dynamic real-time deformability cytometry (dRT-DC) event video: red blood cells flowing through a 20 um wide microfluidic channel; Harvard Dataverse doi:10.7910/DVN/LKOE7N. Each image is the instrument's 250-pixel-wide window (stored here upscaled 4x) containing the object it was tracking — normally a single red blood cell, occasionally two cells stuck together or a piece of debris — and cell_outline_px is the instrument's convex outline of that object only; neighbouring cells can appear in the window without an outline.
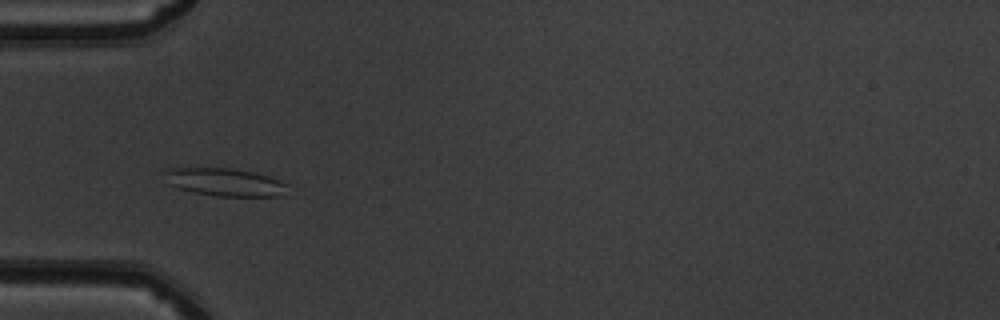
{"species": "common noctule bat (a hibernating species)", "species_latin": "Nyctalus noctula", "temperature_condition": "warm", "stored_images_in_passage": 46, "camera_frame_rate_fps": 3000, "um_per_image_px": 0.085, "animal": {"sex": "male", "body_mass_g": 19.5, "forearm_length_mm": 54.6}, "frame": {"image": 1, "passage_image": 12, "time_ms": 3.667, "image_size_px": [1000, 320], "cell_outline_px": [[288, 184], [280, 196], [216, 196], [176, 188], [164, 184], [160, 172], [168, 168], [228, 168], [268, 176], [280, 180]], "centroid_in_image_um": [18.94, 15.48], "position_along_channel_um": 66.1, "area_um2": 20.06}}
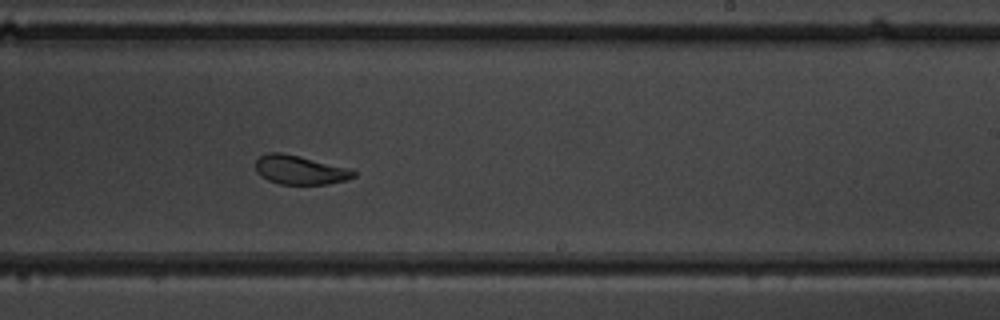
{"frame": {"image": 2, "passage_image": 27, "time_ms": 8.667, "image_size_px": [1000, 320], "cell_outline_px": [[356, 176], [348, 180], [328, 184], [280, 184], [268, 180], [260, 176], [256, 172], [256, 160], [260, 156], [268, 152], [280, 152], [300, 156], [352, 168], [356, 172]], "centroid_in_image_um": [25.53, 14.44], "position_along_channel_um": 263.5, "area_um2": 16.82}}
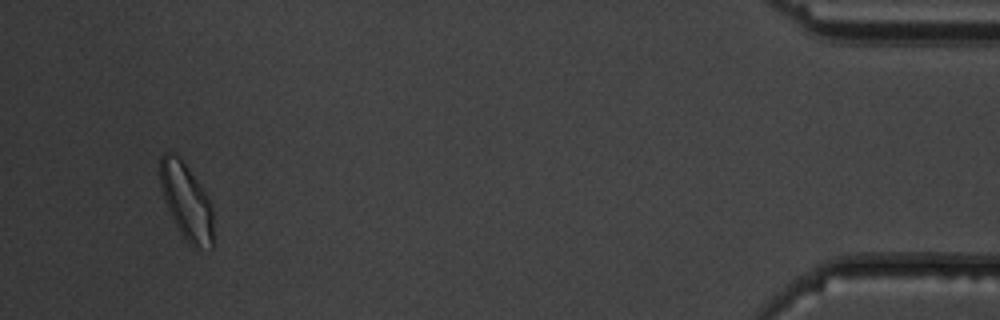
{"frame": {"image": 3, "passage_image": 44, "time_ms": 14.333, "image_size_px": [1000, 320], "cell_outline_px": [[212, 248], [196, 248], [180, 232], [164, 200], [160, 188], [160, 156], [164, 152], [176, 152], [184, 160], [204, 192], [212, 208]], "centroid_in_image_um": [15.81, 17.04], "position_along_channel_um": 419.4, "area_um2": 23.35}, "authors_computed_cell_mechanics": {"area_um2": 18.8717, "velocity_mm_per_s": 3.9833, "shape_relaxation_time_tau1_ms": 2.7623, "shape_relaxation_time_tau2_ms": 1.2679, "deformation_change_tau1": 0.1011, "deformation_change_tau2": 0.0723}}